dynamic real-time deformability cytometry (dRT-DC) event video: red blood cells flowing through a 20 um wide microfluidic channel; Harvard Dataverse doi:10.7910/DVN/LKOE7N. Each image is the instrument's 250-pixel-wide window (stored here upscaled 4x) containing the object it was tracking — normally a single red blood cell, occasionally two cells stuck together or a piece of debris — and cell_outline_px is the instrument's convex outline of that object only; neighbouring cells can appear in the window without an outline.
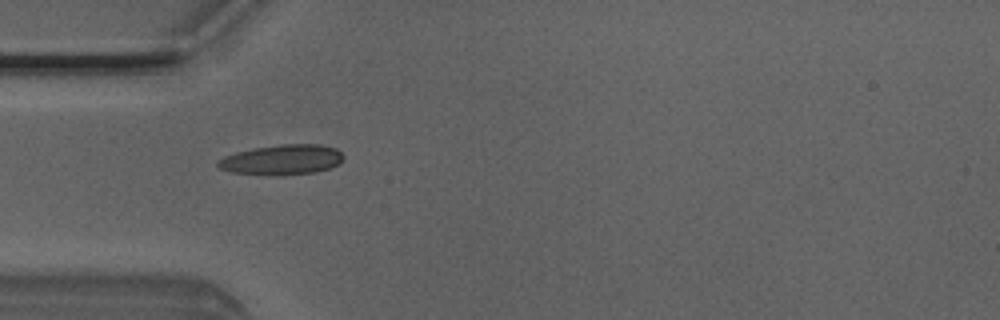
{"species": "Egyptian fruit bat (a non-hibernating species)", "species_latin": "Rousettus aegyptiacus", "temperature_condition": "room temperature", "stored_images_in_passage": 6, "camera_frame_rate_fps": 3000, "um_per_image_px": 0.085, "animal": {"sex": "male"}, "frame": {"image": 1, "passage_image": 4, "time_ms": 1.0, "image_size_px": [1000, 320], "cell_outline_px": [[344, 156], [336, 164], [328, 168], [312, 172], [284, 176], [280, 176], [232, 172], [220, 168], [216, 164], [216, 160], [224, 156], [236, 152], [252, 148], [280, 144], [320, 144], [336, 148]], "centroid_in_image_um": [23.92, 13.57], "position_along_channel_um": 61.1, "area_um2": 22.02}}